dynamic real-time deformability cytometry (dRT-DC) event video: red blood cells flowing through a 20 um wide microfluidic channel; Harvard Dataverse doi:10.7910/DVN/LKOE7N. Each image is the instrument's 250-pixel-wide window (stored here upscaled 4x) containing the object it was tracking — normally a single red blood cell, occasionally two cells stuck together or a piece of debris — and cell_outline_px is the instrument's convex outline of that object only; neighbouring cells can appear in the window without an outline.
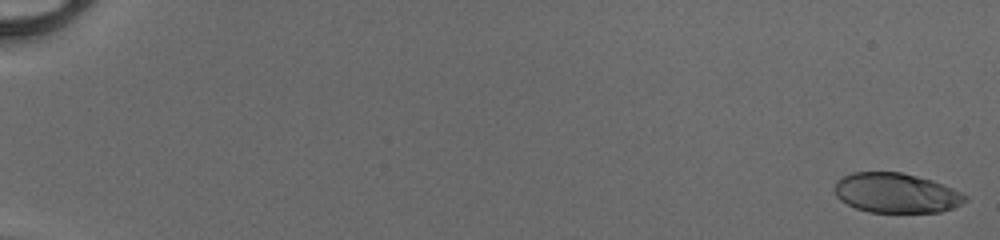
{"species": "human", "species_latin": "Homo sapiens", "temperature_condition": "cold", "stored_images_in_passage": 52, "camera_frame_rate_fps": 3000, "um_per_image_px": 0.085, "donor": {"sex": "male"}, "frame": {"image": 1, "passage_image": 1, "time_ms": 0.0, "image_size_px": [1000, 240], "cell_outline_px": [[968, 200], [952, 208], [940, 212], [868, 212], [856, 208], [840, 200], [836, 196], [832, 188], [836, 180], [852, 172], [900, 172], [932, 180], [952, 188], [968, 196]], "centroid_in_image_um": [76.14, 16.4], "position_along_channel_um": 8.9, "area_um2": 30.35}}
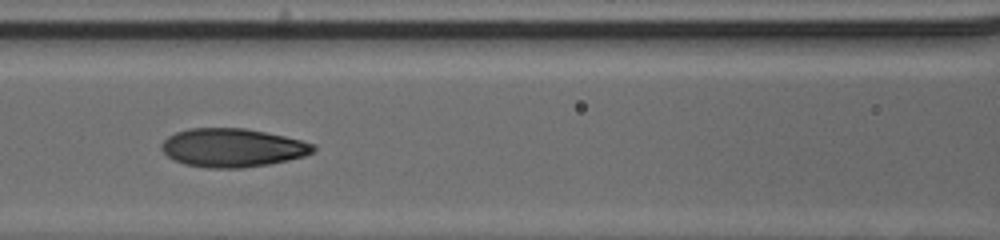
{"frame": {"image": 2, "passage_image": 26, "time_ms": 8.333, "image_size_px": [1000, 240], "cell_outline_px": [[316, 148], [312, 152], [304, 156], [288, 160], [268, 164], [240, 168], [208, 168], [184, 164], [168, 156], [160, 148], [160, 144], [168, 136], [176, 132], [188, 128], [244, 128], [284, 136], [300, 140], [312, 144]], "centroid_in_image_um": [19.72, 12.55], "position_along_channel_um": 146.9, "area_um2": 33.87}}
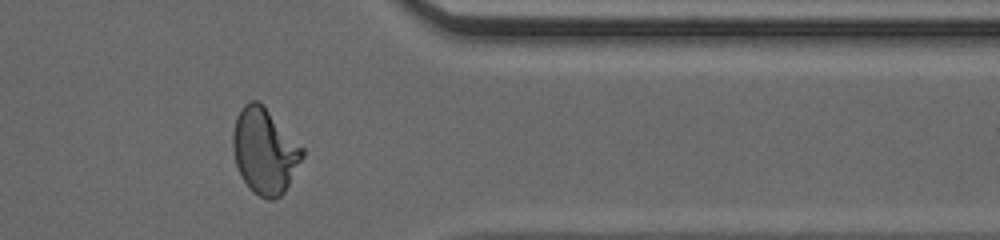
{"frame": {"image": 3, "passage_image": 44, "time_ms": 14.333, "image_size_px": [1000, 240], "cell_outline_px": [[304, 156], [284, 192], [280, 196], [272, 200], [268, 200], [252, 192], [244, 180], [236, 164], [232, 148], [232, 132], [236, 116], [240, 108], [248, 100], [256, 100], [304, 148]], "centroid_in_image_um": [22.47, 12.85], "position_along_channel_um": 388.9, "area_um2": 34.22}, "authors_computed_cell_mechanics": {"area_um2": 32.8015, "velocity_mm_per_s": 4.167, "shape_relaxation_time_tau1_ms": 3.7012, "shape_relaxation_time_tau2_ms": 0.9763, "deformation_change_tau1": 0.2014, "deformation_change_tau2": 0.0725}}